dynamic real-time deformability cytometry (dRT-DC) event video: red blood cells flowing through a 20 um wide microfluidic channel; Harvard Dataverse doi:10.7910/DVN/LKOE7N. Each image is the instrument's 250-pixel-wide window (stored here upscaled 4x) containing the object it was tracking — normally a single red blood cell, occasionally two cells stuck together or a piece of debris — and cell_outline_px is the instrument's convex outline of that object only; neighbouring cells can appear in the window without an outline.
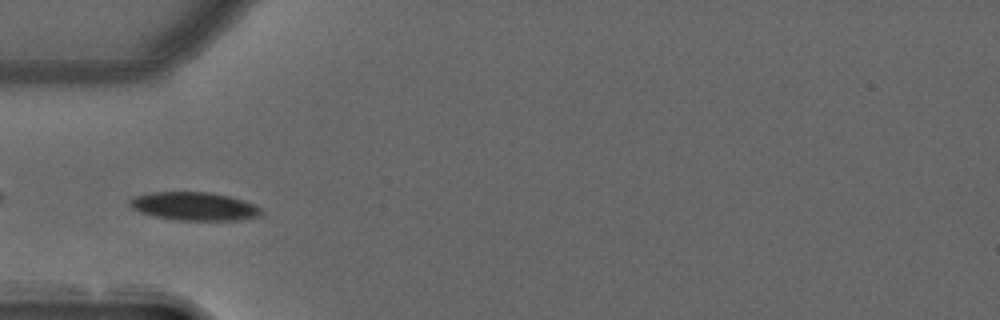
{"species": "common noctule bat (a hibernating species)", "species_latin": "Nyctalus noctula", "temperature_condition": "warm", "stored_images_in_passage": 21, "camera_frame_rate_fps": 3000, "um_per_image_px": 0.085, "animal": {"sex": "male", "forearm_length_mm": 52.5}, "frame": {"image": 1, "passage_image": 12, "time_ms": 3.667, "image_size_px": [1000, 320], "cell_outline_px": [[264, 212], [260, 216], [240, 220], [176, 220], [152, 216], [140, 212], [132, 208], [128, 204], [128, 200], [136, 196], [148, 192], [208, 192], [228, 196], [244, 200], [260, 208]], "centroid_in_image_um": [16.49, 17.54], "position_along_channel_um": 68.5, "area_um2": 21.79}}
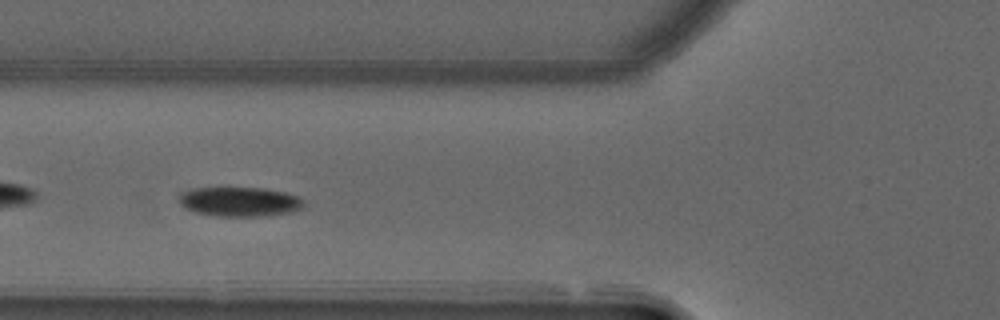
{"frame": {"image": 2, "passage_image": 15, "time_ms": 4.667, "image_size_px": [1000, 320], "cell_outline_px": [[304, 208], [288, 212], [264, 216], [216, 216], [196, 212], [184, 208], [180, 204], [176, 196], [180, 192], [192, 188], [264, 188], [284, 192], [300, 196], [304, 200]], "centroid_in_image_um": [20.34, 17.14], "position_along_channel_um": 105.5, "area_um2": 21.68}}